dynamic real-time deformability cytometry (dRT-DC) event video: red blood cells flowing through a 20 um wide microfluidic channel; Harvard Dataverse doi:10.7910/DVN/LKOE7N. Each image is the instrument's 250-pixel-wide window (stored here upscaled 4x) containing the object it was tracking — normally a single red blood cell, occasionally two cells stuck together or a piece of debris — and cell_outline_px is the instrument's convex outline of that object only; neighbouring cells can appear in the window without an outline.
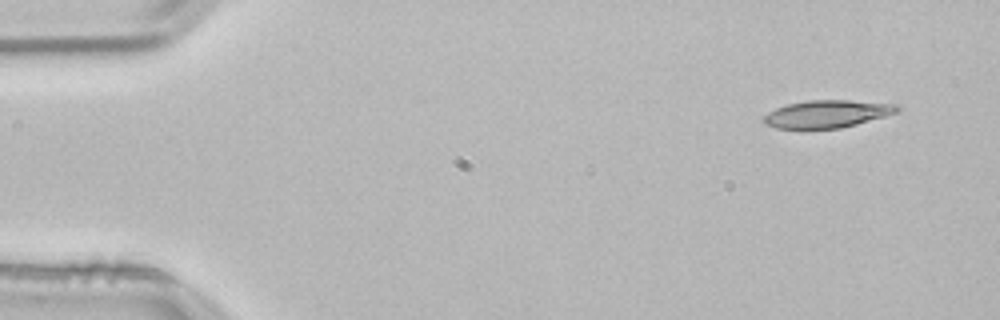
{"species": "common noctule bat (a hibernating species)", "species_latin": "Nyctalus noctula", "temperature_condition": "room temperature", "stored_images_in_passage": 2, "camera_frame_rate_fps": 3000, "um_per_image_px": 0.085, "animal": {"sex": "male", "body_mass_g": 21.5, "forearm_length_mm": 52.0}, "frame": {"image": 1, "passage_image": 1, "time_ms": 0.0, "image_size_px": [1000, 320], "cell_outline_px": [[900, 108], [896, 112], [884, 116], [856, 124], [840, 128], [804, 132], [800, 132], [776, 128], [764, 124], [764, 116], [768, 112], [776, 108], [788, 104], [808, 100], [848, 100], [896, 104]], "centroid_in_image_um": [70.2, 9.73], "position_along_channel_um": 14.8, "area_um2": 22.08}}